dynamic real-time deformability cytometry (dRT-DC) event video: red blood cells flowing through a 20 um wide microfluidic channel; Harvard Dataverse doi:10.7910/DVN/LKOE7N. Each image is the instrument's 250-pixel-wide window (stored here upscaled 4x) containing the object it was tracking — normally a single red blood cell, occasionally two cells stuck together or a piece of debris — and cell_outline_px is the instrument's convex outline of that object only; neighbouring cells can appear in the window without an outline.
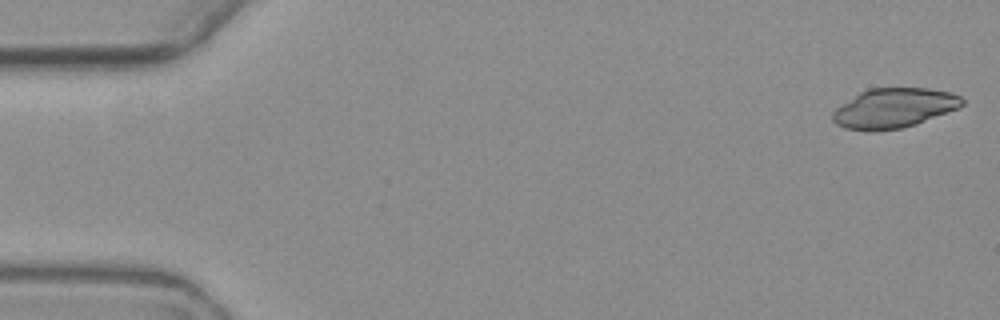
{"species": "common noctule bat (a hibernating species)", "species_latin": "Nyctalus noctula", "temperature_condition": "warm", "stored_images_in_passage": 5, "camera_frame_rate_fps": 3000, "um_per_image_px": 0.085, "animal": {"sex": "female", "body_mass_g": 19.3, "forearm_length_mm": 54.1}, "frame": {"image": 1, "passage_image": 1, "time_ms": 0.0, "image_size_px": [1000, 320], "cell_outline_px": [[964, 104], [960, 108], [916, 124], [900, 128], [876, 132], [868, 132], [844, 128], [836, 124], [832, 120], [832, 112], [840, 104], [860, 92], [868, 88], [928, 88], [952, 92], [960, 96], [964, 100]], "centroid_in_image_um": [75.97, 9.2], "position_along_channel_um": 9.0, "area_um2": 30.4}}